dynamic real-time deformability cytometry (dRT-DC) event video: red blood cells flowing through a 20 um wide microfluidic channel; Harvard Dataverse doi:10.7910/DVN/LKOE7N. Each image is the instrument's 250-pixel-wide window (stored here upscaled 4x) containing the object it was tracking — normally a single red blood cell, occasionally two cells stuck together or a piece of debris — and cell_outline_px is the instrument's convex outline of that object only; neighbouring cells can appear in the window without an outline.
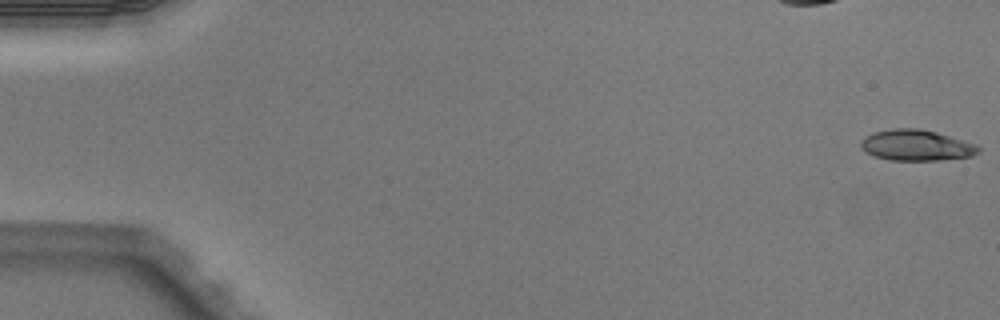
{"species": "Egyptian fruit bat (a non-hibernating species)", "species_latin": "Rousettus aegyptiacus", "temperature_condition": "warm", "stored_images_in_passage": 4, "camera_frame_rate_fps": 3000, "um_per_image_px": 0.085, "animal": {"sex": "male"}, "frame": {"image": 1, "passage_image": 1, "time_ms": 0.0, "image_size_px": [1000, 320], "cell_outline_px": [[980, 152], [972, 156], [936, 160], [892, 160], [876, 156], [864, 152], [860, 148], [860, 140], [864, 136], [876, 132], [892, 128], [920, 128], [936, 132], [976, 144], [980, 148]], "centroid_in_image_um": [77.86, 12.34], "position_along_channel_um": 7.1, "area_um2": 21.15}}